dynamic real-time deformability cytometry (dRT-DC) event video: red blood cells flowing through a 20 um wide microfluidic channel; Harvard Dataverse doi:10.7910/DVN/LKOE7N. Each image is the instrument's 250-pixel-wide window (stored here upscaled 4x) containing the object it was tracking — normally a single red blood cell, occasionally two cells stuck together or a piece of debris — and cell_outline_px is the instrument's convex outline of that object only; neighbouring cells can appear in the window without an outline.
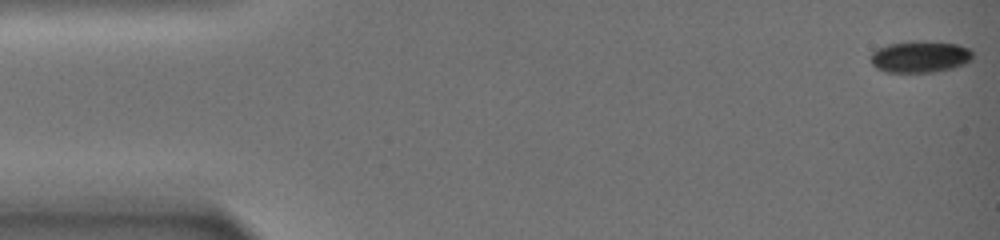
{"species": "common noctule bat (a hibernating species)", "species_latin": "Nyctalus noctula", "temperature_condition": "warm", "stored_images_in_passage": 20, "camera_frame_rate_fps": 3000, "um_per_image_px": 0.085, "animal": {"sex": "female", "body_mass_g": 19.0, "forearm_length_mm": 51.5}, "frame": {"image": 1, "passage_image": 1, "time_ms": 0.0, "image_size_px": [1000, 240], "cell_outline_px": [[972, 60], [964, 64], [952, 68], [932, 72], [884, 72], [876, 68], [872, 64], [872, 52], [876, 48], [888, 44], [916, 40], [920, 40], [956, 44], [972, 48]], "centroid_in_image_um": [78.21, 4.81], "position_along_channel_um": 6.8, "area_um2": 19.02}}
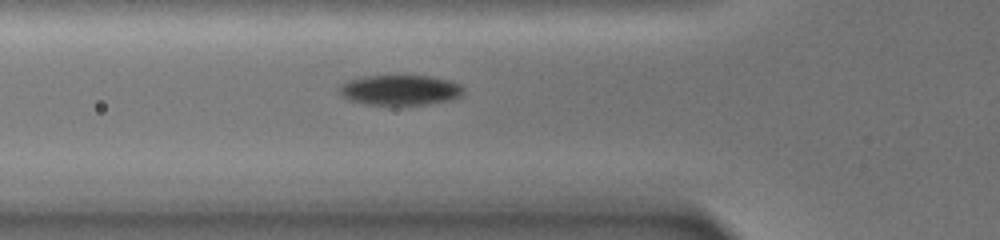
{"frame": {"image": 2, "passage_image": 12, "time_ms": 9.0, "image_size_px": [1000, 240], "cell_outline_px": [[464, 92], [460, 96], [452, 100], [428, 104], [364, 104], [348, 100], [340, 96], [336, 92], [336, 88], [340, 84], [348, 80], [364, 76], [432, 76], [448, 80], [460, 84], [464, 88]], "centroid_in_image_um": [33.95, 7.65], "position_along_channel_um": 91.8, "area_um2": 22.14}}
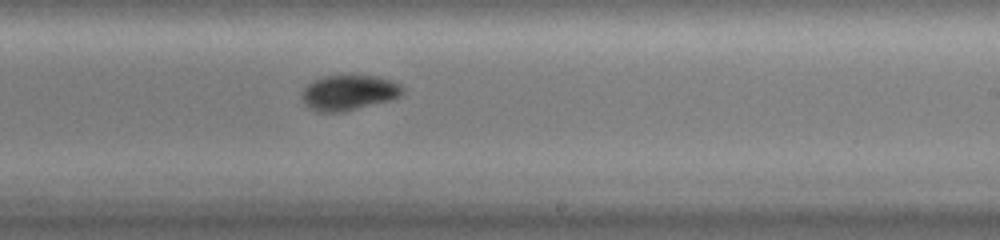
{"frame": {"image": 3, "passage_image": 20, "time_ms": 15.667, "image_size_px": [1000, 240], "cell_outline_px": [[404, 92], [400, 96], [392, 100], [344, 112], [316, 112], [308, 108], [304, 104], [300, 96], [300, 92], [312, 80], [324, 76], [376, 76], [392, 80], [400, 84], [404, 88]], "centroid_in_image_um": [29.63, 7.89], "position_along_channel_um": 259.4, "area_um2": 21.1}}